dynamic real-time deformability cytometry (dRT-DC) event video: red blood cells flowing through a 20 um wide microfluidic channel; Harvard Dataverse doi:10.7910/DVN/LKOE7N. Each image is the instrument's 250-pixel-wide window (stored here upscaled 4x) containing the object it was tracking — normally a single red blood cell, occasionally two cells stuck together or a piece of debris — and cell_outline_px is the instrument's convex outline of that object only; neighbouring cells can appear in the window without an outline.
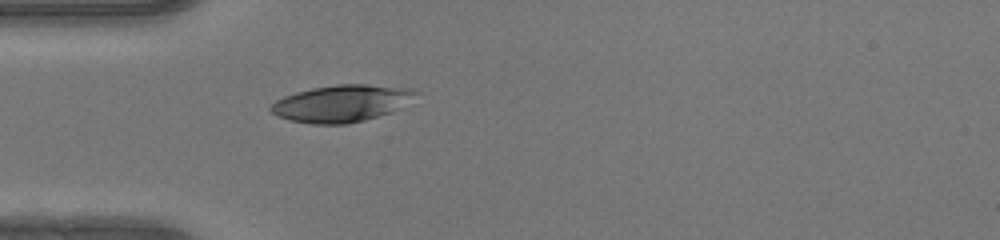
{"species": "human", "species_latin": "Homo sapiens", "temperature_condition": "warm", "stored_images_in_passage": 35, "camera_frame_rate_fps": 3000, "um_per_image_px": 0.085, "donor": {"sex": "female"}, "frame": {"image": 1, "passage_image": 1, "time_ms": 0.0, "image_size_px": [1000, 240], "cell_outline_px": [[420, 92], [404, 108], [392, 112], [364, 120], [348, 124], [312, 124], [288, 120], [272, 112], [268, 108], [276, 100], [284, 96], [296, 92], [312, 88], [336, 84], [368, 84], [412, 88]], "centroid_in_image_um": [29.1, 8.78], "position_along_channel_um": 55.9, "area_um2": 31.56}}
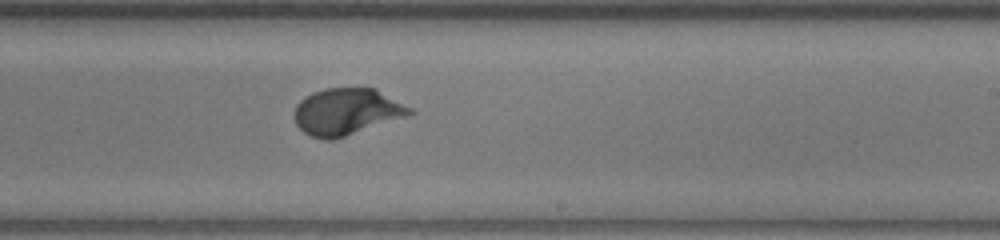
{"frame": {"image": 2, "passage_image": 16, "time_ms": 5.0, "image_size_px": [1000, 240], "cell_outline_px": [[416, 112], [332, 140], [324, 140], [312, 136], [304, 132], [296, 124], [292, 116], [296, 104], [300, 100], [312, 92], [324, 88], [376, 88], [412, 108]], "centroid_in_image_um": [29.41, 9.47], "position_along_channel_um": 259.6, "area_um2": 31.15}}
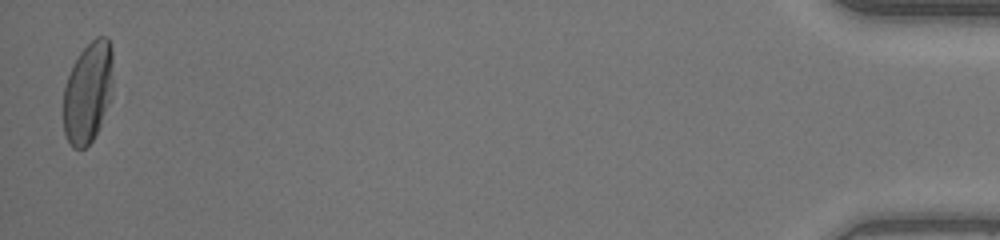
{"frame": {"image": 3, "passage_image": 35, "time_ms": 11.333, "image_size_px": [1000, 240], "cell_outline_px": [[112, 88], [108, 104], [100, 124], [92, 140], [84, 148], [72, 148], [64, 132], [64, 88], [68, 76], [80, 52], [96, 36], [108, 36], [112, 48]], "centroid_in_image_um": [7.48, 7.82], "position_along_channel_um": 427.7, "area_um2": 28.9}, "authors_computed_cell_mechanics": {"area_um2": 30.6918, "velocity_mm_per_s": 4.1881, "shape_relaxation_time_tau1_ms": 3.2255, "shape_relaxation_time_tau2_ms": null, "deformation_change_tau1": 0.2053, "deformation_change_tau2": null}}